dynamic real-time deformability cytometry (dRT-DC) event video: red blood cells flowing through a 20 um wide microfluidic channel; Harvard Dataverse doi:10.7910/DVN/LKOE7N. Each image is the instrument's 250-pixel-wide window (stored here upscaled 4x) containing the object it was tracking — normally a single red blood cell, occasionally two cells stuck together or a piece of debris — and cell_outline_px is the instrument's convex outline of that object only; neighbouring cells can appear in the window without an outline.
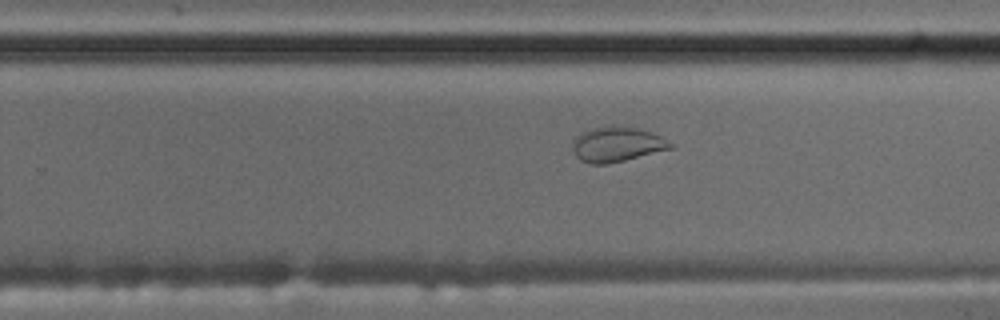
{"species": "common noctule bat (a hibernating species)", "species_latin": "Nyctalus noctula", "temperature_condition": "cold", "stored_images_in_passage": 42, "camera_frame_rate_fps": 3000, "um_per_image_px": 0.085, "animal": {"sex": "male", "body_mass_g": 17.5, "forearm_length_mm": 52.3}, "frame": {"image": 1, "passage_image": 24, "time_ms": 7.667, "image_size_px": [1000, 320], "cell_outline_px": [[676, 144], [672, 148], [608, 164], [588, 164], [580, 160], [576, 156], [572, 148], [572, 140], [580, 132], [592, 128], [636, 128], [652, 132]], "centroid_in_image_um": [52.42, 12.3], "position_along_channel_um": 277.4, "area_um2": 19.59}}
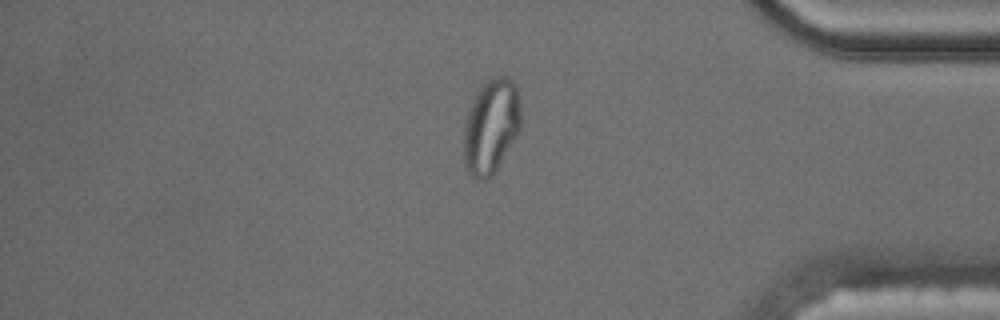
{"frame": {"image": 2, "passage_image": 36, "time_ms": 11.667, "image_size_px": [1000, 320], "cell_outline_px": [[520, 128], [516, 136], [496, 168], [484, 180], [480, 180], [472, 176], [468, 172], [464, 164], [464, 124], [472, 100], [480, 84], [492, 76], [504, 76], [512, 80], [516, 84], [520, 104]], "centroid_in_image_um": [41.72, 10.67], "position_along_channel_um": 393.5, "area_um2": 31.33}}